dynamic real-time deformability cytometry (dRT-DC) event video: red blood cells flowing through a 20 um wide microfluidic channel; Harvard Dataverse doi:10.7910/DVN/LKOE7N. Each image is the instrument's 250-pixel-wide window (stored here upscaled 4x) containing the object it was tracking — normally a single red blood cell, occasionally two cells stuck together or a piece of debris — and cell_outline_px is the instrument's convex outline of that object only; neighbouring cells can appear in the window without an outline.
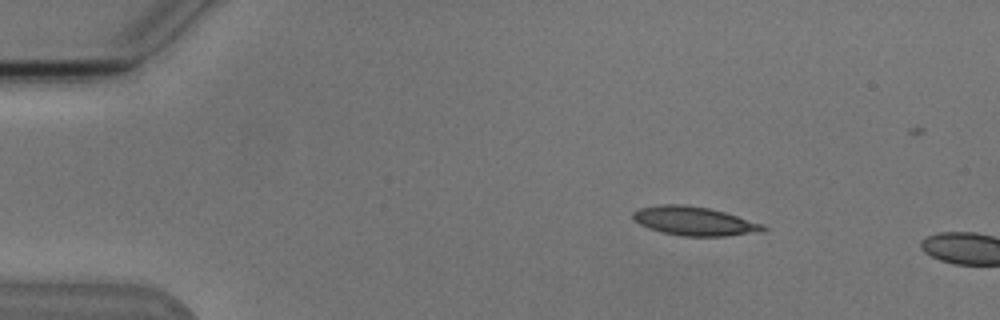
{"species": "Egyptian fruit bat (a non-hibernating species)", "species_latin": "Rousettus aegyptiacus", "temperature_condition": "cold", "stored_images_in_passage": 3, "camera_frame_rate_fps": 3000, "um_per_image_px": 0.085, "animal": {"sex": "male"}, "frame": {"image": 1, "passage_image": 2, "time_ms": 1.333, "image_size_px": [1000, 320], "cell_outline_px": [[768, 228], [764, 232], [724, 236], [680, 236], [660, 232], [648, 228], [640, 224], [632, 216], [632, 212], [640, 208], [660, 204], [684, 204], [708, 208], [724, 212], [760, 224]], "centroid_in_image_um": [58.98, 18.8], "position_along_channel_um": 26.0, "area_um2": 21.79}}